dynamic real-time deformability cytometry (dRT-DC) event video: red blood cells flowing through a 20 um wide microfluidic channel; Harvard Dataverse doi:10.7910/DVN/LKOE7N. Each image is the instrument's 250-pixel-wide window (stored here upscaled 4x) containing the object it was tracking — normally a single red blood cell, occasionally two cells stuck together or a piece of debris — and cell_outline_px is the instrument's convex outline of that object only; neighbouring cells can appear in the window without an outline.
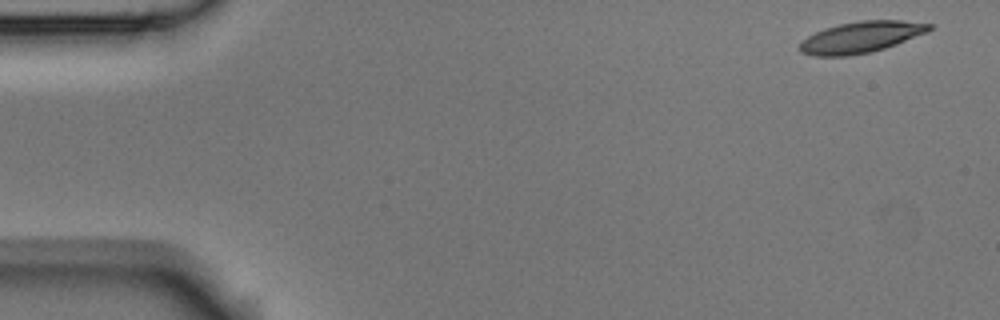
{"species": "Egyptian fruit bat (a non-hibernating species)", "species_latin": "Rousettus aegyptiacus", "temperature_condition": "room temperature", "stored_images_in_passage": 52, "camera_frame_rate_fps": 3000, "um_per_image_px": 0.085, "animal": {"sex": "male"}, "frame": {"image": 1, "passage_image": 1, "time_ms": 0.0, "image_size_px": [1000, 320], "cell_outline_px": [[932, 28], [928, 32], [896, 44], [884, 48], [868, 52], [848, 56], [816, 56], [800, 52], [800, 44], [808, 36], [824, 28], [840, 24], [860, 20], [900, 20], [932, 24]], "centroid_in_image_um": [73.2, 3.15], "position_along_channel_um": 11.8, "area_um2": 23.35}}
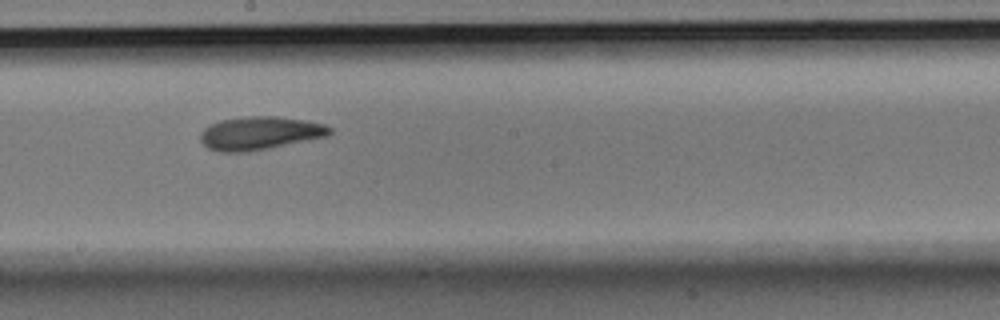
{"frame": {"image": 2, "passage_image": 28, "time_ms": 9.0, "image_size_px": [1000, 320], "cell_outline_px": [[332, 132], [328, 136], [248, 152], [216, 152], [208, 148], [200, 140], [200, 132], [208, 124], [220, 120], [248, 116], [276, 116], [304, 120], [324, 124], [332, 128]], "centroid_in_image_um": [22.05, 11.32], "position_along_channel_um": 226.2, "area_um2": 25.14}}
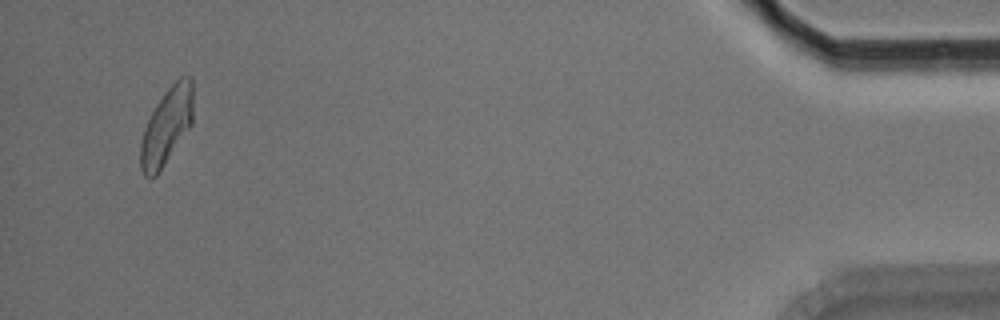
{"frame": {"image": 3, "passage_image": 50, "time_ms": 16.333, "image_size_px": [1000, 320], "cell_outline_px": [[192, 124], [156, 176], [144, 176], [140, 168], [140, 144], [144, 128], [156, 104], [168, 88], [180, 76], [192, 76]], "centroid_in_image_um": [14.16, 10.72], "position_along_channel_um": 421.0, "area_um2": 23.24}, "authors_computed_cell_mechanics": {"area_um2": 23.9292, "velocity_mm_per_s": 3.7239, "shape_relaxation_time_tau1_ms": 5.4686, "shape_relaxation_time_tau2_ms": null, "deformation_change_tau1": 0.1609, "deformation_change_tau2": null}}